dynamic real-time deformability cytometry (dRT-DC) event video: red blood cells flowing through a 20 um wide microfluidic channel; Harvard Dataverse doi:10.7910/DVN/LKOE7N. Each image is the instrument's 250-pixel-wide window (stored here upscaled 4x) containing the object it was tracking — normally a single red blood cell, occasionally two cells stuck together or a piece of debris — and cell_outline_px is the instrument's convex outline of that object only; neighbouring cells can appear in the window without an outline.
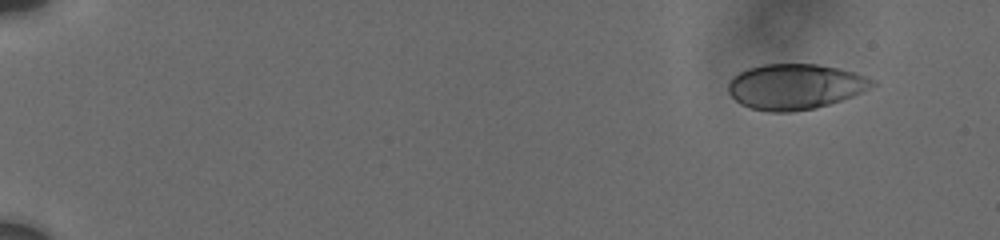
{"species": "human", "species_latin": "Homo sapiens", "temperature_condition": "cold", "stored_images_in_passage": 6, "camera_frame_rate_fps": 3000, "um_per_image_px": 0.085, "donor": {"sex": "male"}, "frame": {"image": 1, "passage_image": 2, "time_ms": 1.333, "image_size_px": [1000, 240], "cell_outline_px": [[876, 84], [852, 96], [816, 108], [788, 112], [768, 112], [752, 108], [740, 104], [728, 92], [728, 80], [732, 76], [748, 68], [764, 64], [816, 64], [840, 68], [856, 72], [876, 80]], "centroid_in_image_um": [67.57, 7.35], "position_along_channel_um": 17.4, "area_um2": 38.21}}